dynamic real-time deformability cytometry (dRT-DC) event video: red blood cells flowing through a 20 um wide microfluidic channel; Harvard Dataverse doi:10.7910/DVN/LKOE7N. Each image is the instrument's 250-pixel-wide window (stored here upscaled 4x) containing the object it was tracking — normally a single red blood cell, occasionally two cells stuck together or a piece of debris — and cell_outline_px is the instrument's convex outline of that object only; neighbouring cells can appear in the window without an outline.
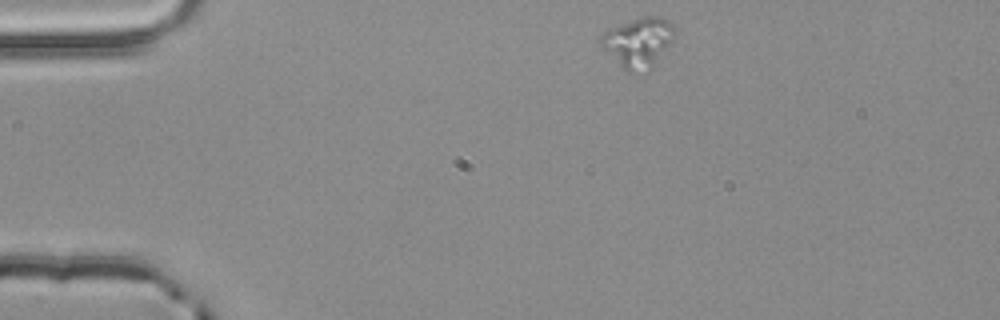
{"species": "common noctule bat (a hibernating species)", "species_latin": "Nyctalus noctula", "temperature_condition": "room temperature", "stored_images_in_passage": 2, "camera_frame_rate_fps": 3000, "um_per_image_px": 0.085, "animal": {"sex": "male", "body_mass_g": 20.4}, "frame": {"image": 1, "passage_image": 1, "time_ms": 0.0, "image_size_px": [1000, 320], "cell_outline_px": [[676, 32], [668, 48], [648, 72], [628, 72], [600, 44], [600, 36], [608, 28], [644, 16], [660, 16], [676, 24]], "centroid_in_image_um": [54.32, 3.57], "position_along_channel_um": 30.7, "area_um2": 21.39}}